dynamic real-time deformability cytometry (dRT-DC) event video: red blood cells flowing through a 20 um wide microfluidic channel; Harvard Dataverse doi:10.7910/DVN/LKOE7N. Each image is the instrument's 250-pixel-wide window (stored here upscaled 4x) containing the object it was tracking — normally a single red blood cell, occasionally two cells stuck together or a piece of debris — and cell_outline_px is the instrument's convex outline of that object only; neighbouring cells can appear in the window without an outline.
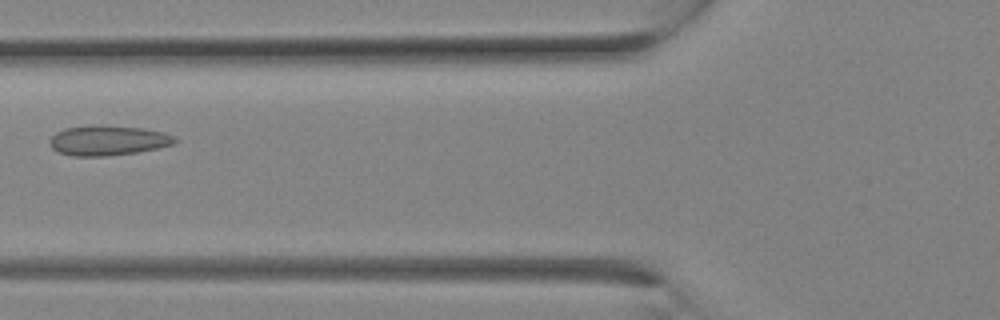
{"species": "Egyptian fruit bat (a non-hibernating species)", "species_latin": "Rousettus aegyptiacus", "temperature_condition": "room temperature", "stored_images_in_passage": 6, "camera_frame_rate_fps": 3000, "um_per_image_px": 0.085, "animal": {"sex": "female"}, "frame": {"image": 1, "passage_image": 5, "time_ms": 1.333, "image_size_px": [1000, 320], "cell_outline_px": [[176, 140], [172, 144], [156, 148], [136, 152], [108, 156], [72, 156], [56, 152], [52, 148], [48, 140], [56, 132], [64, 128], [140, 128], [164, 132], [172, 136]], "centroid_in_image_um": [9.12, 11.99], "position_along_channel_um": 116.7, "area_um2": 20.75}}